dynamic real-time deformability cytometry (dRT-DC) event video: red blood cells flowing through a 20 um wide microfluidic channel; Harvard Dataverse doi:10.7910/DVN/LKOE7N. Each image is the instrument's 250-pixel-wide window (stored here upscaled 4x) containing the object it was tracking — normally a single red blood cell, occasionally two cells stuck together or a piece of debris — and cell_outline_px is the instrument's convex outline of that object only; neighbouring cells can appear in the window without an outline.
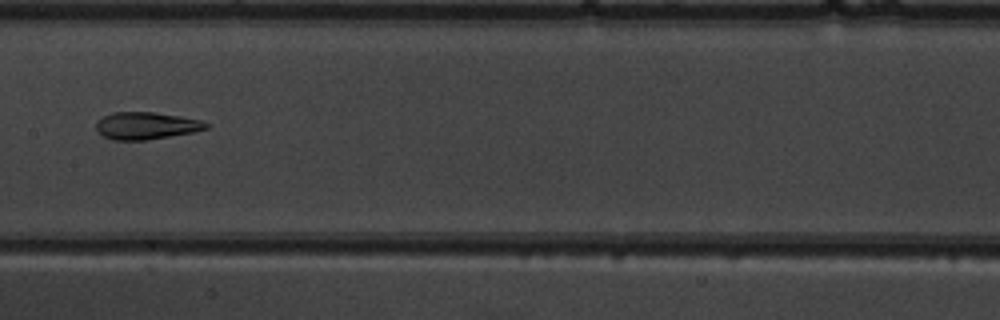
{"species": "common noctule bat (a hibernating species)", "species_latin": "Nyctalus noctula", "temperature_condition": "warm", "stored_images_in_passage": 6, "camera_frame_rate_fps": 3000, "um_per_image_px": 0.085, "animal": {"sex": "male", "body_mass_g": 19.5, "forearm_length_mm": 54.6}, "frame": {"image": 1, "passage_image": 6, "time_ms": 6.667, "image_size_px": [1000, 320], "cell_outline_px": [[212, 124], [208, 128], [192, 132], [144, 140], [112, 140], [104, 136], [96, 128], [96, 124], [104, 116], [112, 112], [156, 112], [180, 116], [200, 120]], "centroid_in_image_um": [12.45, 10.67], "position_along_channel_um": 194.9, "area_um2": 17.28}}